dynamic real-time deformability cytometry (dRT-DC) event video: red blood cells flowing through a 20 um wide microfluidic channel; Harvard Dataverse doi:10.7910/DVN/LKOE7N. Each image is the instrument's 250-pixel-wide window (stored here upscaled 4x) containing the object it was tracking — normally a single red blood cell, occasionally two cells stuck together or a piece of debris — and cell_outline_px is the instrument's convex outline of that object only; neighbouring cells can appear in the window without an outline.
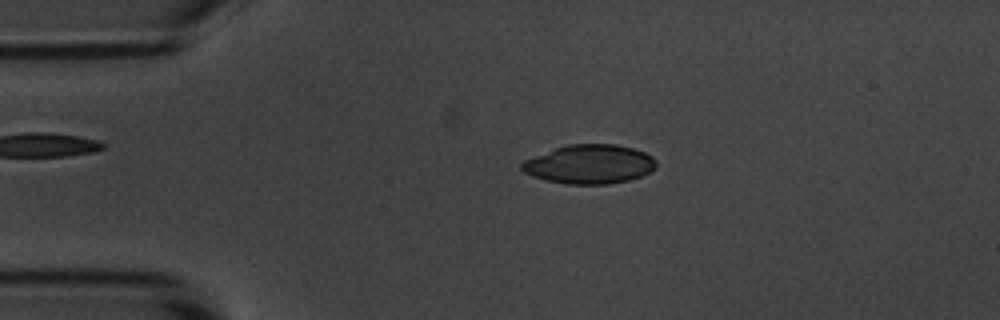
{"species": "common noctule bat (a hibernating species)", "species_latin": "Nyctalus noctula", "temperature_condition": "room temperature", "stored_images_in_passage": 53, "camera_frame_rate_fps": 3000, "um_per_image_px": 0.085, "animal": {"sex": "male", "body_mass_g": 20.1, "forearm_length_mm": 53.5}, "frame": {"image": 1, "passage_image": 10, "time_ms": 3.0, "image_size_px": [1000, 320], "cell_outline_px": [[656, 168], [640, 176], [628, 180], [608, 184], [564, 184], [532, 176], [524, 172], [520, 168], [520, 164], [524, 160], [556, 148], [568, 144], [616, 144], [632, 148], [644, 152], [652, 156], [656, 160]], "centroid_in_image_um": [50.11, 13.96], "position_along_channel_um": 34.9, "area_um2": 30.46}}
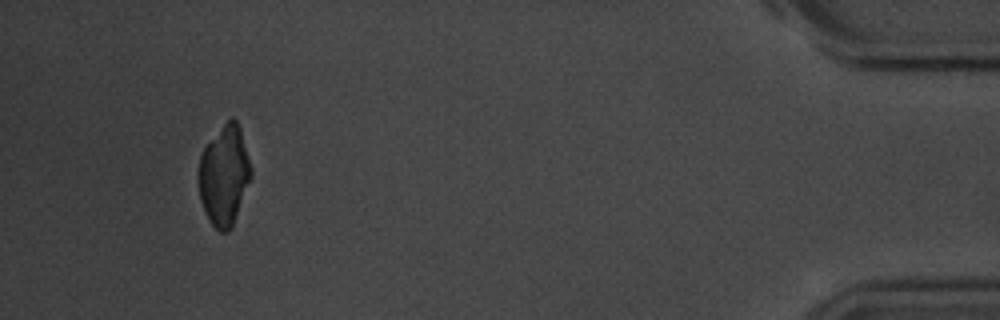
{"frame": {"image": 2, "passage_image": 50, "time_ms": 16.333, "image_size_px": [1000, 320], "cell_outline_px": [[252, 176], [232, 228], [228, 232], [220, 232], [212, 224], [200, 200], [196, 180], [196, 176], [200, 156], [204, 148], [224, 124], [232, 116], [236, 120], [240, 128], [252, 168]], "centroid_in_image_um": [19.05, 14.93], "position_along_channel_um": 416.2, "area_um2": 30.69}}